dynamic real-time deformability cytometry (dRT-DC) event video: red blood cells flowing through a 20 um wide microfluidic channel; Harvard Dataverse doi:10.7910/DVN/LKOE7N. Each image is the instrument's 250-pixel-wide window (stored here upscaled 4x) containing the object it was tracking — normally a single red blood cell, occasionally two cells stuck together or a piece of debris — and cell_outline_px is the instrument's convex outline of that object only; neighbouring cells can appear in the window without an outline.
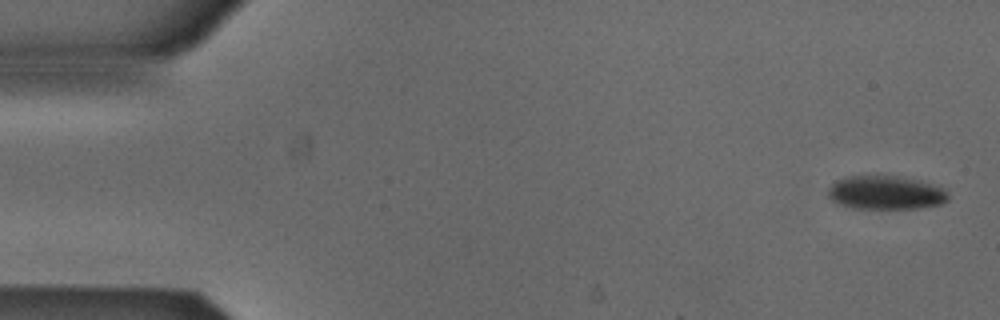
{"species": "Egyptian fruit bat (a non-hibernating species)", "species_latin": "Rousettus aegyptiacus", "temperature_condition": "cold", "stored_images_in_passage": 52, "camera_frame_rate_fps": 3000, "um_per_image_px": 0.085, "animal": {"sex": "male"}, "frame": {"image": 1, "passage_image": 1, "time_ms": 0.0, "image_size_px": [1000, 320], "cell_outline_px": [[948, 200], [940, 204], [920, 208], [852, 208], [836, 204], [828, 196], [828, 188], [836, 180], [848, 176], [896, 176], [920, 180], [944, 188], [948, 192]], "centroid_in_image_um": [75.28, 16.38], "position_along_channel_um": 9.7, "area_um2": 23.64}}
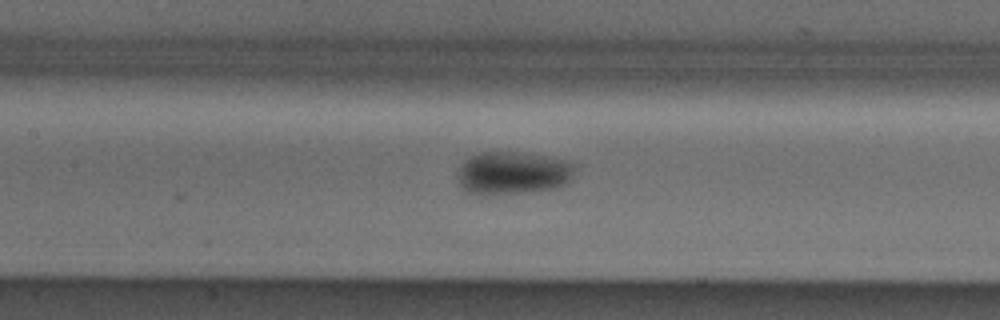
{"frame": {"image": 2, "passage_image": 23, "time_ms": 7.333, "image_size_px": [1000, 320], "cell_outline_px": [[576, 168], [568, 184], [552, 188], [520, 192], [468, 192], [460, 184], [456, 176], [456, 172], [460, 164], [464, 160], [476, 152], [516, 152], [544, 156], [564, 160], [576, 164]], "centroid_in_image_um": [43.59, 14.65], "position_along_channel_um": 163.8, "area_um2": 28.78}}
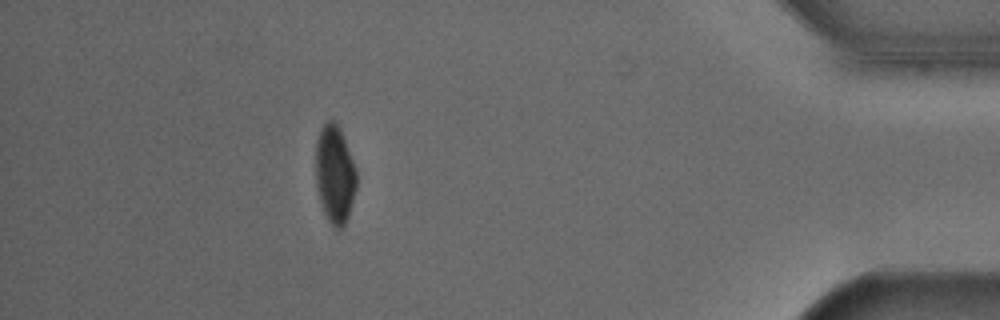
{"frame": {"image": 3, "passage_image": 46, "time_ms": 15.0, "image_size_px": [1000, 320], "cell_outline_px": [[356, 188], [348, 216], [344, 228], [332, 228], [324, 212], [320, 200], [316, 184], [316, 140], [324, 124], [328, 120], [336, 120], [340, 128], [356, 168]], "centroid_in_image_um": [28.46, 14.82], "position_along_channel_um": 406.7, "area_um2": 23.29}, "authors_computed_cell_mechanics": {"area_um2": 26.1545, "velocity_mm_per_s": 3.8842, "shape_relaxation_time_tau1_ms": 6.2839, "shape_relaxation_time_tau2_ms": null, "deformation_change_tau1": 0.1203, "deformation_change_tau2": null}}